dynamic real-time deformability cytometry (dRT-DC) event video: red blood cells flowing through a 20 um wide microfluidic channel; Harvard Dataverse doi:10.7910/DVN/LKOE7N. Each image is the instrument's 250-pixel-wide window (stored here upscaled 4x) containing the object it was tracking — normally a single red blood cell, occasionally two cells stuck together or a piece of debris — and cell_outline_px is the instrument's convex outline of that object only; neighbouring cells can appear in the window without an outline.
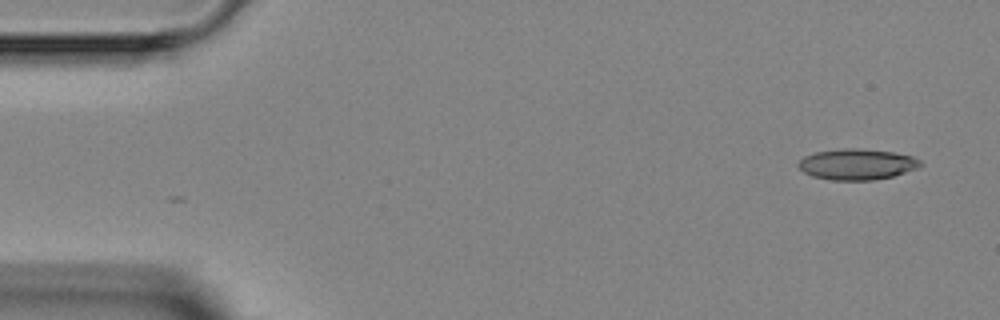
{"species": "Egyptian fruit bat (a non-hibernating species)", "species_latin": "Rousettus aegyptiacus", "temperature_condition": "room temperature", "stored_images_in_passage": 4, "camera_frame_rate_fps": 3000, "um_per_image_px": 0.085, "animal": {"sex": "female"}, "frame": {"image": 1, "passage_image": 1, "time_ms": 0.0, "image_size_px": [1000, 320], "cell_outline_px": [[924, 164], [916, 168], [892, 176], [872, 180], [832, 180], [812, 176], [804, 172], [796, 164], [804, 156], [816, 152], [852, 148], [856, 148], [892, 152], [912, 156], [920, 160]], "centroid_in_image_um": [72.83, 13.97], "position_along_channel_um": 12.2, "area_um2": 21.68}}
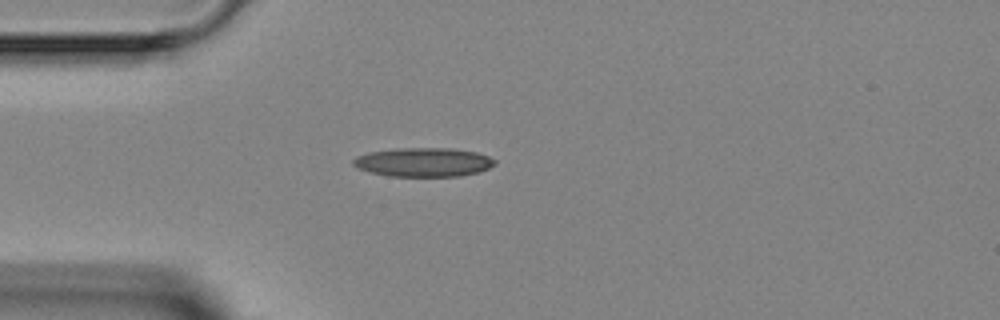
{"frame": {"image": 2, "passage_image": 4, "time_ms": 3.333, "image_size_px": [1000, 320], "cell_outline_px": [[496, 164], [480, 172], [460, 176], [388, 176], [372, 172], [360, 168], [352, 164], [352, 160], [356, 156], [368, 152], [400, 148], [452, 148], [476, 152], [488, 156], [496, 160]], "centroid_in_image_um": [36.02, 13.78], "position_along_channel_um": 49.0, "area_um2": 23.87}}